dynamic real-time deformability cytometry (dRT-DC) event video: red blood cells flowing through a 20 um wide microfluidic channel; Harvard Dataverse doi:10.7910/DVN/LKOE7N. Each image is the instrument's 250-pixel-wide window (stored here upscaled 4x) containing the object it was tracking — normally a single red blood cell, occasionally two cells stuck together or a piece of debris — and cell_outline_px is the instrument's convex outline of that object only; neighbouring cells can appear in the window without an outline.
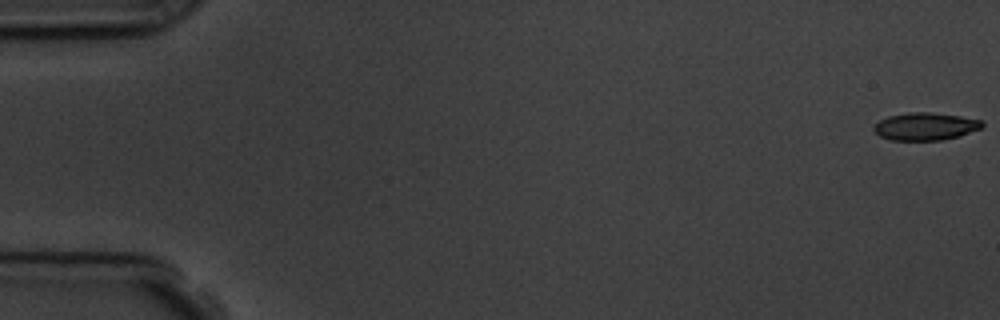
{"species": "common noctule bat (a hibernating species)", "species_latin": "Nyctalus noctula", "temperature_condition": "room temperature", "stored_images_in_passage": 4, "camera_frame_rate_fps": 3000, "um_per_image_px": 0.085, "animal": {"sex": "male", "body_mass_g": 19.5, "forearm_length_mm": 54.6}, "frame": {"image": 1, "passage_image": 1, "time_ms": 0.0, "image_size_px": [1000, 320], "cell_outline_px": [[984, 124], [980, 128], [960, 136], [940, 140], [892, 140], [880, 136], [872, 128], [872, 124], [888, 116], [908, 112], [932, 112], [960, 116], [980, 120]], "centroid_in_image_um": [78.61, 10.74], "position_along_channel_um": 6.4, "area_um2": 17.4}}